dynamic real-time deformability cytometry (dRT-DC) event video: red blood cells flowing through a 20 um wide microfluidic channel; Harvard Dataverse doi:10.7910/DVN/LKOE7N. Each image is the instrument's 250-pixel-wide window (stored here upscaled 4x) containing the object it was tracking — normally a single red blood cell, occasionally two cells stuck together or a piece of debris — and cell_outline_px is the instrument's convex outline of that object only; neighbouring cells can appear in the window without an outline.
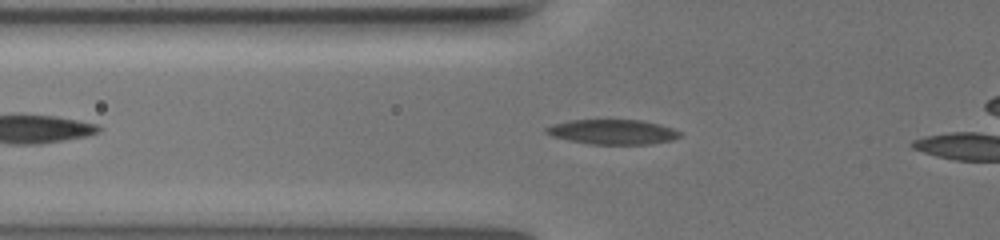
{"species": "common noctule bat (a hibernating species)", "species_latin": "Nyctalus noctula", "temperature_condition": "warm", "stored_images_in_passage": 42, "camera_frame_rate_fps": 3000, "um_per_image_px": 0.085, "animal": {"sex": "female", "body_mass_g": 19.5, "forearm_length_mm": 54.1}, "frame": {"image": 1, "passage_image": 9, "time_ms": 2.667, "image_size_px": [1000, 240], "cell_outline_px": [[680, 136], [672, 140], [652, 144], [592, 144], [568, 140], [552, 136], [544, 132], [544, 128], [552, 124], [572, 120], [640, 120], [660, 124], [672, 128], [680, 132]], "centroid_in_image_um": [52.06, 11.21], "position_along_channel_um": 73.7, "area_um2": 19.31}}
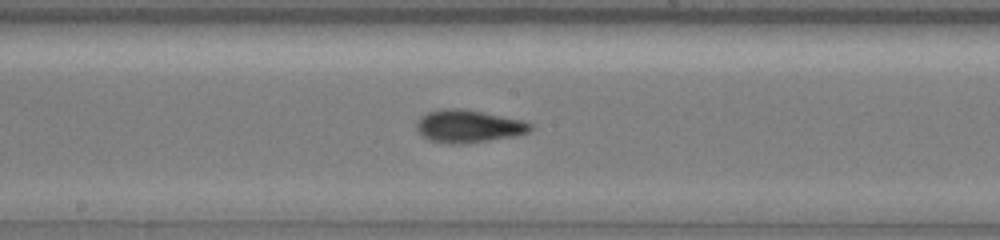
{"frame": {"image": 2, "passage_image": 21, "time_ms": 6.667, "image_size_px": [1000, 240], "cell_outline_px": [[532, 128], [528, 132], [516, 136], [464, 144], [448, 144], [428, 140], [420, 136], [416, 132], [416, 124], [420, 116], [428, 112], [444, 108], [460, 108], [524, 120], [532, 124]], "centroid_in_image_um": [39.77, 10.74], "position_along_channel_um": 208.4, "area_um2": 21.96}}
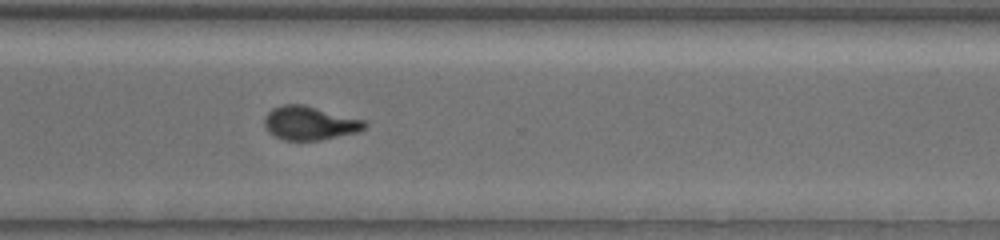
{"frame": {"image": 3, "passage_image": 33, "time_ms": 10.667, "image_size_px": [1000, 240], "cell_outline_px": [[368, 124], [360, 132], [320, 140], [284, 140], [268, 132], [264, 124], [264, 116], [272, 108], [284, 104], [304, 104], [364, 120]], "centroid_in_image_um": [26.32, 10.46], "position_along_channel_um": 344.3, "area_um2": 19.77}}